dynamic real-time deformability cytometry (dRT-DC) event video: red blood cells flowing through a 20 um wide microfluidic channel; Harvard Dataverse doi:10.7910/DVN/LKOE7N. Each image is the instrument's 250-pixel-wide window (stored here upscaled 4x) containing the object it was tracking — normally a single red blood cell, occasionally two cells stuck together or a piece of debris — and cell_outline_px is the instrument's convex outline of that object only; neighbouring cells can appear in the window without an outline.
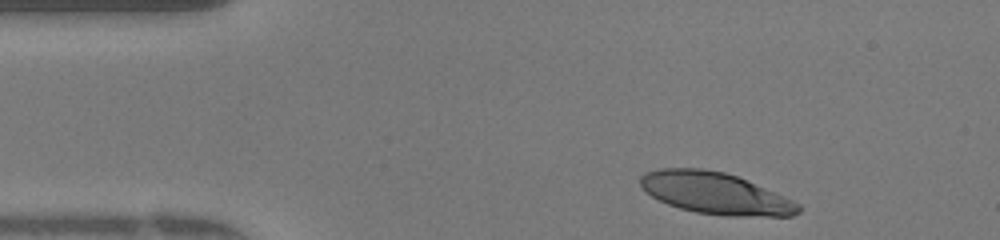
{"species": "human", "species_latin": "Homo sapiens", "temperature_condition": "warm", "stored_images_in_passage": 37, "camera_frame_rate_fps": 3000, "um_per_image_px": 0.085, "donor": {"sex": "female"}, "frame": {"image": 1, "passage_image": 2, "time_ms": 0.333, "image_size_px": [1000, 240], "cell_outline_px": [[800, 212], [792, 216], [728, 216], [696, 212], [680, 208], [668, 204], [652, 196], [640, 184], [640, 176], [644, 172], [660, 168], [700, 168], [724, 172], [736, 176], [792, 200], [800, 204]], "centroid_in_image_um": [60.79, 16.43], "position_along_channel_um": 24.2, "area_um2": 37.92}}
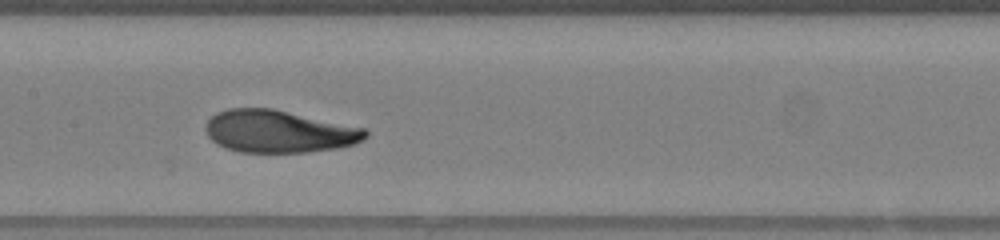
{"frame": {"image": 2, "passage_image": 18, "time_ms": 5.667, "image_size_px": [1000, 240], "cell_outline_px": [[368, 136], [364, 140], [356, 144], [336, 148], [308, 152], [240, 152], [224, 148], [216, 144], [208, 136], [204, 128], [204, 124], [216, 112], [228, 108], [272, 108], [364, 128], [368, 132]], "centroid_in_image_um": [23.67, 11.17], "position_along_channel_um": 183.7, "area_um2": 39.71}}
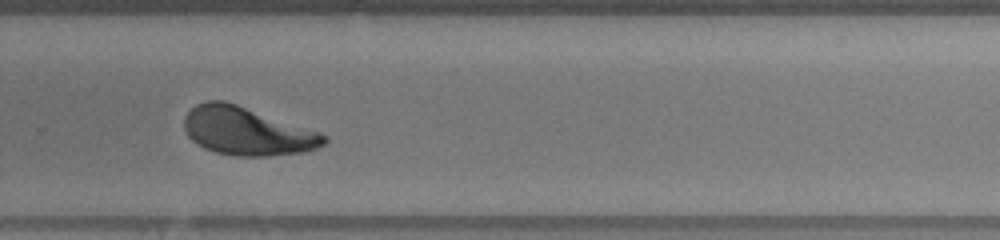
{"frame": {"image": 3, "passage_image": 27, "time_ms": 8.667, "image_size_px": [1000, 240], "cell_outline_px": [[328, 140], [324, 144], [316, 148], [304, 152], [268, 156], [236, 156], [216, 152], [204, 148], [196, 144], [188, 136], [184, 128], [184, 116], [196, 104], [208, 100], [224, 100], [320, 132], [328, 136]], "centroid_in_image_um": [20.98, 11.15], "position_along_channel_um": 308.8, "area_um2": 39.13}, "authors_computed_cell_mechanics": {"area_um2": 39.1306, "velocity_mm_per_s": 4.1815, "shape_relaxation_time_tau1_ms": 3.8037, "shape_relaxation_time_tau2_ms": 0.9308, "deformation_change_tau1": 0.2095, "deformation_change_tau2": 0.0575}}